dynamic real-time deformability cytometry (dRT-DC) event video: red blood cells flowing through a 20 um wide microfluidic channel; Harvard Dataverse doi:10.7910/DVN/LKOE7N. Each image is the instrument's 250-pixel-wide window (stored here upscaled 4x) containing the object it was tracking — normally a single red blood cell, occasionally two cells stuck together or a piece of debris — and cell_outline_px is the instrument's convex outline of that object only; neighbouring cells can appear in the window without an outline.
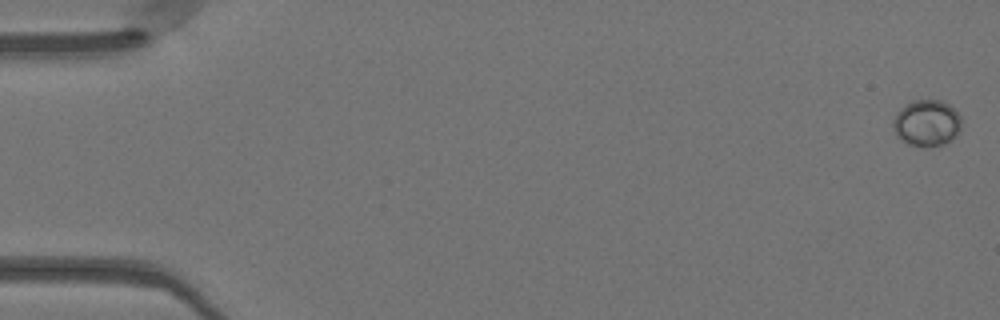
{"species": "Egyptian fruit bat (a non-hibernating species)", "species_latin": "Rousettus aegyptiacus", "temperature_condition": "warm", "stored_images_in_passage": 50, "camera_frame_rate_fps": 3000, "um_per_image_px": 0.085, "animal": {"sex": "female"}, "frame": {"image": 1, "passage_image": 1, "time_ms": 0.0, "image_size_px": [1000, 320], "cell_outline_px": [[960, 132], [956, 136], [944, 144], [908, 144], [900, 140], [896, 136], [892, 128], [892, 120], [896, 112], [900, 108], [916, 100], [944, 100], [960, 116]], "centroid_in_image_um": [78.74, 10.43], "position_along_channel_um": 6.3, "area_um2": 18.21}}
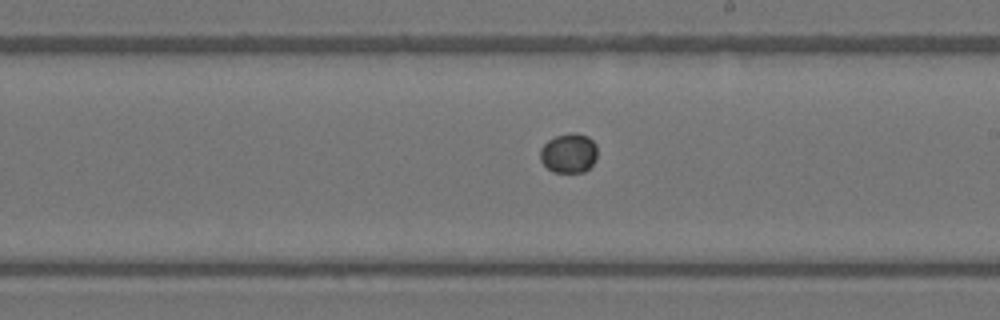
{"frame": {"image": 2, "passage_image": 29, "time_ms": 9.333, "image_size_px": [1000, 320], "cell_outline_px": [[596, 160], [584, 172], [552, 172], [540, 160], [540, 148], [548, 140], [556, 136], [572, 132], [576, 132], [588, 136], [596, 144]], "centroid_in_image_um": [48.34, 13.01], "position_along_channel_um": 240.7, "area_um2": 13.24}}
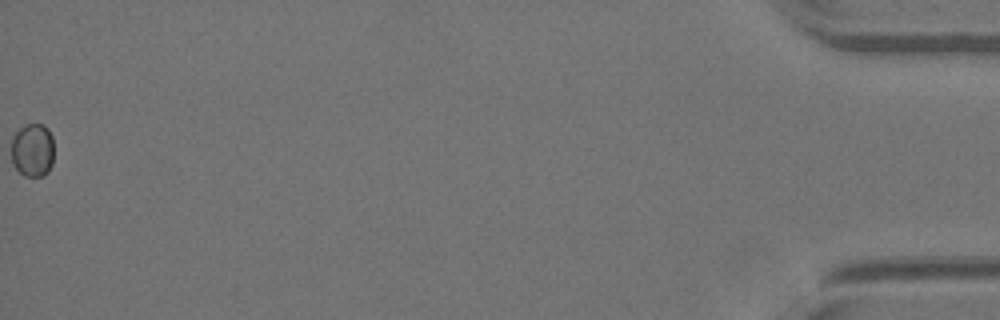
{"frame": {"image": 3, "passage_image": 50, "time_ms": 16.333, "image_size_px": [1000, 320], "cell_outline_px": [[52, 164], [48, 172], [44, 176], [24, 176], [12, 164], [12, 136], [24, 124], [44, 124], [48, 128], [52, 136]], "centroid_in_image_um": [2.76, 12.75], "position_along_channel_um": 432.4, "area_um2": 13.41}}